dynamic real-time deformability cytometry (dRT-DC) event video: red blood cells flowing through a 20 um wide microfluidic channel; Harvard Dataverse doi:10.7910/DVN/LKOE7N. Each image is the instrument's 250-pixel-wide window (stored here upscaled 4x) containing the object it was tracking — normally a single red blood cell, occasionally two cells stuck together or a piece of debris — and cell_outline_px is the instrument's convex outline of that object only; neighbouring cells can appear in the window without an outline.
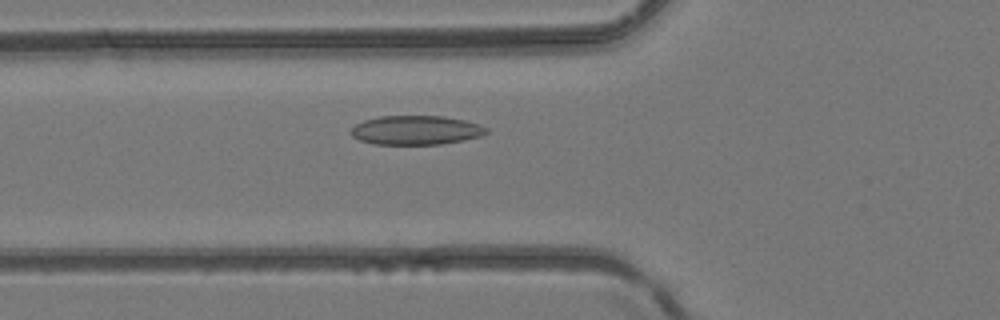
{"species": "common noctule bat (a hibernating species)", "species_latin": "Nyctalus noctula", "temperature_condition": "room temperature", "stored_images_in_passage": 36, "camera_frame_rate_fps": 3000, "um_per_image_px": 0.085, "animal": {"sex": "female", "body_mass_g": 24.6, "forearm_length_mm": 56.2}, "frame": {"image": 1, "passage_image": 6, "time_ms": 1.667, "image_size_px": [1000, 320], "cell_outline_px": [[488, 132], [480, 136], [464, 140], [440, 144], [372, 144], [360, 140], [352, 136], [348, 132], [356, 124], [364, 120], [380, 116], [444, 116], [464, 120], [488, 128]], "centroid_in_image_um": [35.32, 11.06], "position_along_channel_um": 90.5, "area_um2": 22.95}}
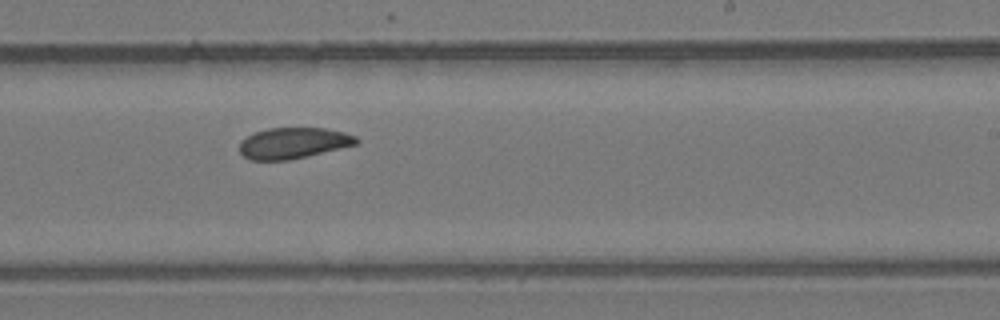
{"frame": {"image": 2, "passage_image": 18, "time_ms": 5.667, "image_size_px": [1000, 320], "cell_outline_px": [[360, 144], [288, 160], [248, 160], [240, 152], [240, 140], [256, 132], [268, 128], [324, 128], [344, 132], [356, 136], [360, 140]], "centroid_in_image_um": [24.96, 12.16], "position_along_channel_um": 264.0, "area_um2": 21.15}}
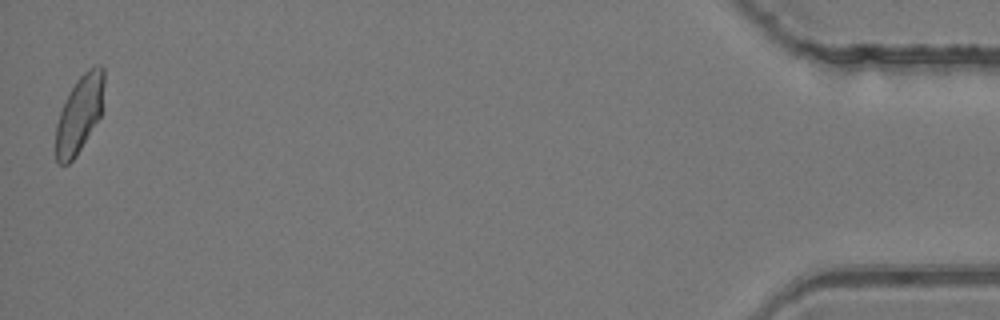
{"frame": {"image": 3, "passage_image": 36, "time_ms": 11.667, "image_size_px": [1000, 320], "cell_outline_px": [[104, 108], [100, 116], [76, 156], [68, 164], [60, 164], [56, 160], [56, 124], [60, 112], [76, 80], [88, 68], [96, 64], [100, 64], [104, 68]], "centroid_in_image_um": [6.79, 9.65], "position_along_channel_um": 428.4, "area_um2": 21.73}}